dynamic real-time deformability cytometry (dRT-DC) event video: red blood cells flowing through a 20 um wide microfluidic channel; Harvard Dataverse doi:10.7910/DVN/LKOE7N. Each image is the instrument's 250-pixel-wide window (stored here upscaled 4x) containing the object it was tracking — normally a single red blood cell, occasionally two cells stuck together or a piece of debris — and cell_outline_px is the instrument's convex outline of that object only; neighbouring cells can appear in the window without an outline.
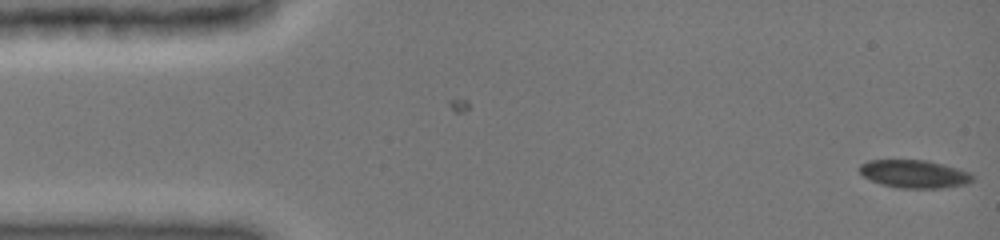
{"species": "common noctule bat (a hibernating species)", "species_latin": "Nyctalus noctula", "temperature_condition": "cold", "stored_images_in_passage": 3, "camera_frame_rate_fps": 3000, "um_per_image_px": 0.085, "animal": {"sex": "female", "body_mass_g": 19.0, "forearm_length_mm": 51.5}, "frame": {"image": 1, "passage_image": 3, "time_ms": 1.0, "image_size_px": [1000, 240], "cell_outline_px": [[976, 180], [968, 184], [944, 188], [900, 188], [880, 184], [864, 176], [860, 172], [860, 164], [868, 160], [928, 160], [944, 164], [968, 172], [976, 176]], "centroid_in_image_um": [77.78, 14.79], "position_along_channel_um": 7.2, "area_um2": 18.61}}